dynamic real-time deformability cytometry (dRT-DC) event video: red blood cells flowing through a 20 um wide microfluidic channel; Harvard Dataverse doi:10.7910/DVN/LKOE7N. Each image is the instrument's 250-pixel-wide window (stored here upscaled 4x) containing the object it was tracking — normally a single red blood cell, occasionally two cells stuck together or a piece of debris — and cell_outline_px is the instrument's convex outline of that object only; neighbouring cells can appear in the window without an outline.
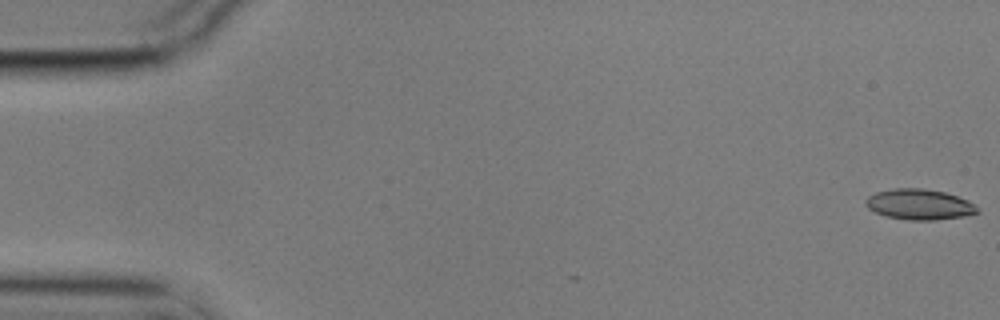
{"species": "common noctule bat (a hibernating species)", "species_latin": "Nyctalus noctula", "temperature_condition": "cold", "stored_images_in_passage": 57, "camera_frame_rate_fps": 3000, "um_per_image_px": 0.085, "animal": {"sex": "male", "body_mass_g": 17.9}, "frame": {"image": 1, "passage_image": 1, "time_ms": 0.0, "image_size_px": [1000, 320], "cell_outline_px": [[980, 212], [964, 216], [932, 220], [908, 220], [888, 216], [876, 212], [868, 208], [864, 204], [864, 200], [868, 196], [876, 192], [892, 188], [924, 188], [944, 192], [968, 200], [980, 208]], "centroid_in_image_um": [78.14, 17.36], "position_along_channel_um": 6.9, "area_um2": 19.94}}
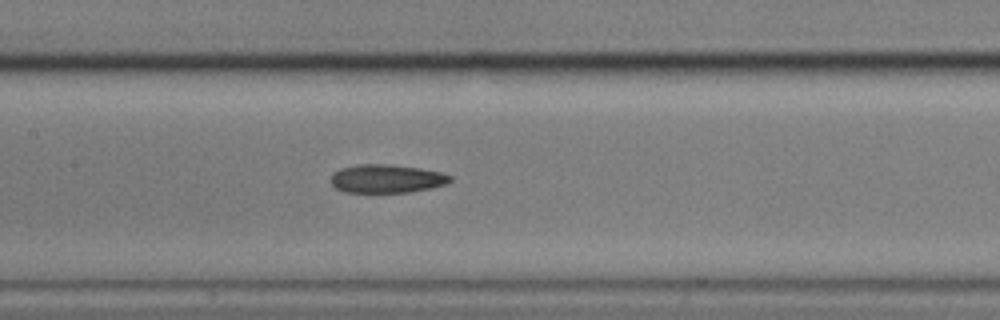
{"frame": {"image": 2, "passage_image": 27, "time_ms": 8.667, "image_size_px": [1000, 320], "cell_outline_px": [[452, 180], [448, 184], [432, 188], [408, 192], [344, 192], [336, 188], [332, 184], [332, 172], [340, 168], [360, 164], [388, 164], [420, 168], [444, 172], [452, 176]], "centroid_in_image_um": [32.91, 15.18], "position_along_channel_um": 174.5, "area_um2": 19.94}}
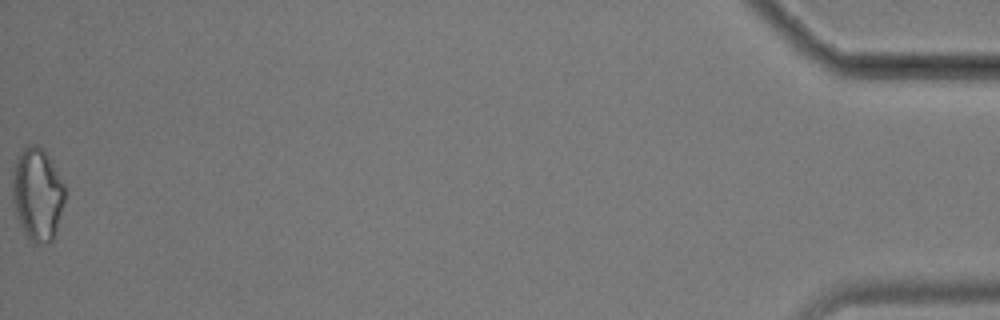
{"frame": {"image": 3, "passage_image": 57, "time_ms": 18.667, "image_size_px": [1000, 320], "cell_outline_px": [[64, 200], [56, 232], [52, 240], [48, 244], [32, 244], [24, 232], [20, 224], [12, 200], [12, 168], [16, 156], [28, 144], [36, 144], [48, 156], [64, 184]], "centroid_in_image_um": [3.15, 16.52], "position_along_channel_um": 432.1, "area_um2": 28.44}, "authors_computed_cell_mechanics": {"area_um2": 20.4034, "velocity_mm_per_s": 3.549, "shape_relaxation_time_tau1_ms": 7.846, "shape_relaxation_time_tau2_ms": 7.7896, "deformation_change_tau1": 0.141, "deformation_change_tau2": 0.1725}}